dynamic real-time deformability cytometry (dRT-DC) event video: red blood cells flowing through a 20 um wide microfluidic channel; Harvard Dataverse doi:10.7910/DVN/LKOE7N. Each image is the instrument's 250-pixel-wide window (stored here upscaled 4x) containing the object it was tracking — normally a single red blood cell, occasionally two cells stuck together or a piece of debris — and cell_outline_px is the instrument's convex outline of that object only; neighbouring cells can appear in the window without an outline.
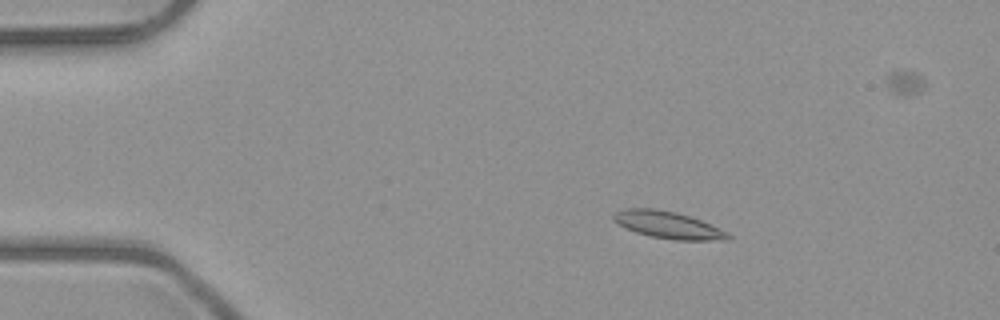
{"species": "common noctule bat (a hibernating species)", "species_latin": "Nyctalus noctula", "temperature_condition": "room temperature", "stored_images_in_passage": 5, "camera_frame_rate_fps": 3000, "um_per_image_px": 0.085, "animal": {"sex": "male", "body_mass_g": 23.1, "forearm_length_mm": 52.7}, "frame": {"image": 1, "passage_image": 3, "time_ms": 2.333, "image_size_px": [1000, 320], "cell_outline_px": [[732, 236], [728, 240], [676, 240], [652, 236], [636, 232], [620, 224], [612, 216], [616, 212], [628, 208], [652, 208], [676, 212], [700, 220], [728, 232]], "centroid_in_image_um": [56.84, 19.12], "position_along_channel_um": 28.2, "area_um2": 17.63}}